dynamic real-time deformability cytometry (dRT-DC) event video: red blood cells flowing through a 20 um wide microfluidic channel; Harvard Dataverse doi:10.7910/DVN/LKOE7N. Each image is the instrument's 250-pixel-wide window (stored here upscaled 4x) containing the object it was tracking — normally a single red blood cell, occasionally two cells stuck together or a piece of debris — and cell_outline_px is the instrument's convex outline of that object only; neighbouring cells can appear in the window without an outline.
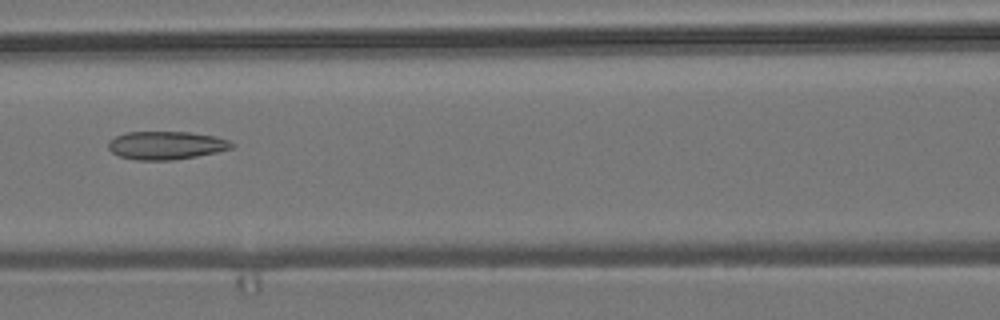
{"species": "common noctule bat (a hibernating species)", "species_latin": "Nyctalus noctula", "temperature_condition": "room temperature", "stored_images_in_passage": 7, "camera_frame_rate_fps": 3000, "um_per_image_px": 0.085, "animal": {"sex": "male", "body_mass_g": 19.2, "forearm_length_mm": 51.8}, "frame": {"image": 1, "passage_image": 6, "time_ms": 1.667, "image_size_px": [1000, 320], "cell_outline_px": [[236, 144], [232, 148], [216, 152], [196, 156], [172, 160], [136, 160], [120, 156], [112, 152], [108, 148], [108, 140], [124, 132], [188, 132], [216, 136], [228, 140]], "centroid_in_image_um": [14.11, 12.35], "position_along_channel_um": 152.5, "area_um2": 20.29}}
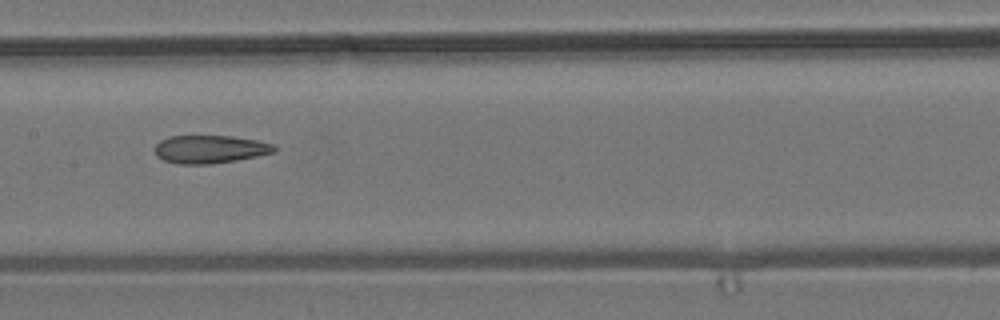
{"frame": {"image": 2, "passage_image": 7, "time_ms": 2.0, "image_size_px": [1000, 320], "cell_outline_px": [[276, 152], [236, 160], [212, 164], [180, 164], [164, 160], [156, 156], [152, 148], [160, 140], [168, 136], [232, 136], [256, 140], [272, 144], [276, 148]], "centroid_in_image_um": [17.8, 12.68], "position_along_channel_um": 189.6, "area_um2": 19.59}}